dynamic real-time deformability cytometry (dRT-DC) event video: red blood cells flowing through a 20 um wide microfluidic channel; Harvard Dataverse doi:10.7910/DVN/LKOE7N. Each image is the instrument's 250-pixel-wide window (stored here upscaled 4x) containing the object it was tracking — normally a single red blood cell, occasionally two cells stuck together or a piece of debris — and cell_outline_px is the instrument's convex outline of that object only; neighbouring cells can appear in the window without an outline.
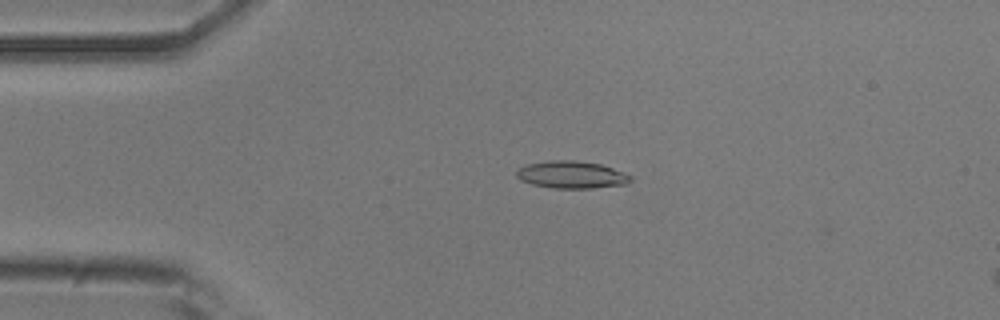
{"species": "common noctule bat (a hibernating species)", "species_latin": "Nyctalus noctula", "temperature_condition": "room temperature", "stored_images_in_passage": 54, "camera_frame_rate_fps": 3000, "um_per_image_px": 0.085, "animal": {"sex": "male", "body_mass_g": 20.5, "forearm_length_mm": 52.5}, "frame": {"image": 1, "passage_image": 12, "time_ms": 3.667, "image_size_px": [1000, 320], "cell_outline_px": [[632, 180], [628, 184], [592, 188], [552, 188], [532, 184], [520, 180], [516, 176], [516, 172], [520, 168], [528, 164], [548, 160], [572, 160], [600, 164], [624, 172], [632, 176]], "centroid_in_image_um": [48.6, 14.85], "position_along_channel_um": 36.4, "area_um2": 18.15}}
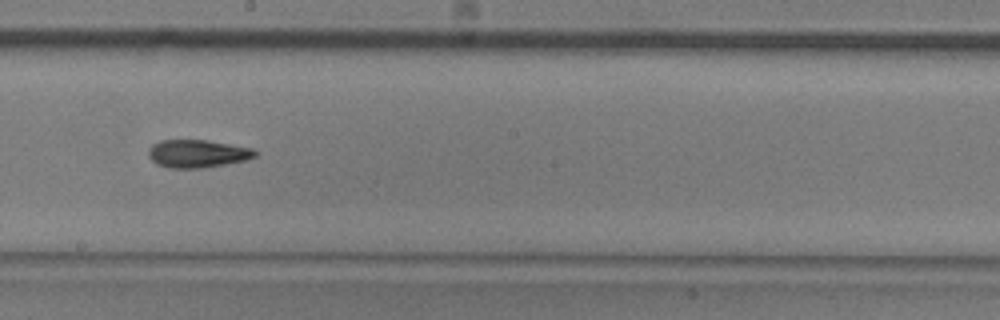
{"frame": {"image": 2, "passage_image": 30, "time_ms": 9.667, "image_size_px": [1000, 320], "cell_outline_px": [[256, 156], [244, 160], [204, 168], [168, 168], [156, 164], [148, 156], [148, 148], [152, 144], [160, 140], [208, 140], [252, 148], [256, 152]], "centroid_in_image_um": [16.73, 13.05], "position_along_channel_um": 231.5, "area_um2": 17.34}}
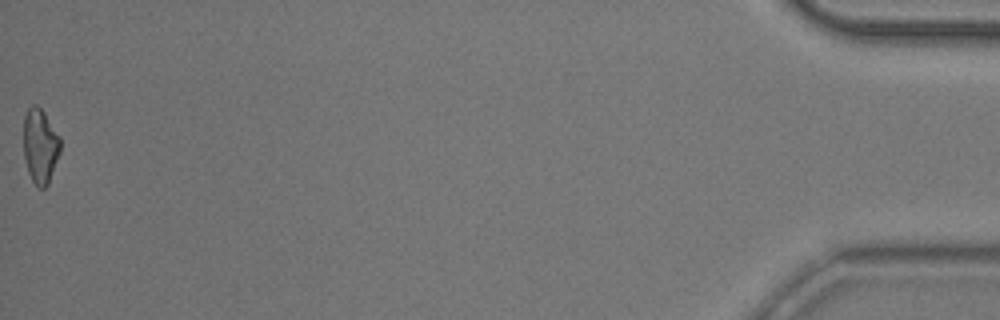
{"frame": {"image": 3, "passage_image": 54, "time_ms": 17.667, "image_size_px": [1000, 320], "cell_outline_px": [[60, 152], [48, 184], [44, 188], [40, 188], [32, 180], [28, 172], [24, 156], [24, 116], [28, 108], [32, 104], [36, 104], [44, 112], [60, 136]], "centroid_in_image_um": [3.42, 12.38], "position_along_channel_um": 431.8, "area_um2": 15.95}, "authors_computed_cell_mechanics": {"area_um2": 17.1377, "velocity_mm_per_s": 3.7714, "shape_relaxation_time_tau1_ms": 7.8959, "shape_relaxation_time_tau2_ms": 4.9028, "deformation_change_tau1": 0.1823, "deformation_change_tau2": 0.1487}}